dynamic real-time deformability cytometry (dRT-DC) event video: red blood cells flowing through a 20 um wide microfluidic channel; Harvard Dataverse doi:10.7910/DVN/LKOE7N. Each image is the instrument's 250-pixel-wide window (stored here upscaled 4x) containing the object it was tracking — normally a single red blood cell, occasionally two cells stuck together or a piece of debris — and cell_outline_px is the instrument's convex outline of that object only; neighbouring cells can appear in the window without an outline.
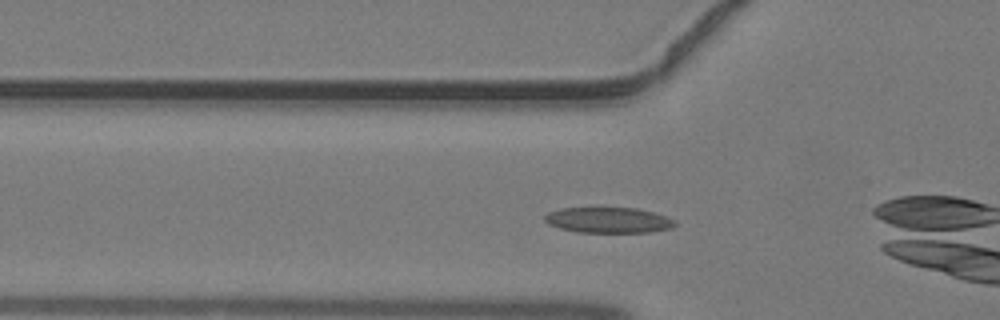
{"species": "common noctule bat (a hibernating species)", "species_latin": "Nyctalus noctula", "temperature_condition": "warm", "stored_images_in_passage": 24, "camera_frame_rate_fps": 3000, "um_per_image_px": 0.085, "animal": {"sex": "male", "body_mass_g": 19.2, "forearm_length_mm": 51.8}, "frame": {"image": 1, "passage_image": 2, "time_ms": 0.333, "image_size_px": [1000, 320], "cell_outline_px": [[676, 224], [672, 228], [652, 232], [580, 232], [560, 228], [548, 224], [544, 220], [544, 216], [548, 212], [560, 208], [636, 208], [652, 212], [676, 220]], "centroid_in_image_um": [51.71, 18.71], "position_along_channel_um": 74.1, "area_um2": 19.36}}
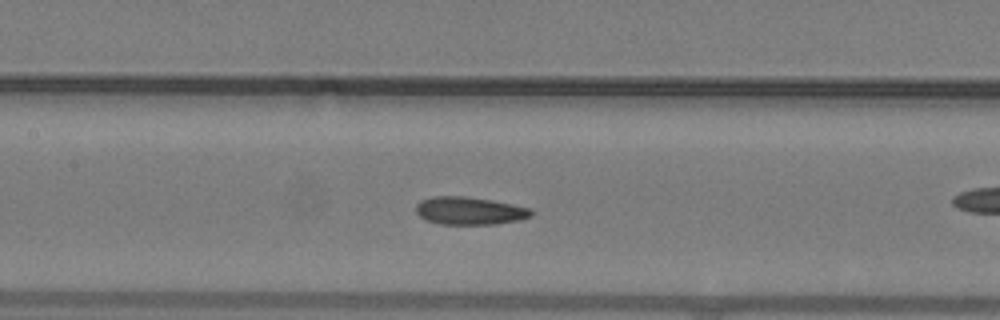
{"frame": {"image": 2, "passage_image": 8, "time_ms": 2.333, "image_size_px": [1000, 320], "cell_outline_px": [[532, 216], [520, 220], [496, 224], [440, 224], [428, 220], [420, 216], [416, 212], [416, 204], [420, 200], [432, 196], [468, 196], [512, 204], [532, 208]], "centroid_in_image_um": [39.92, 17.91], "position_along_channel_um": 167.5, "area_um2": 18.73}}
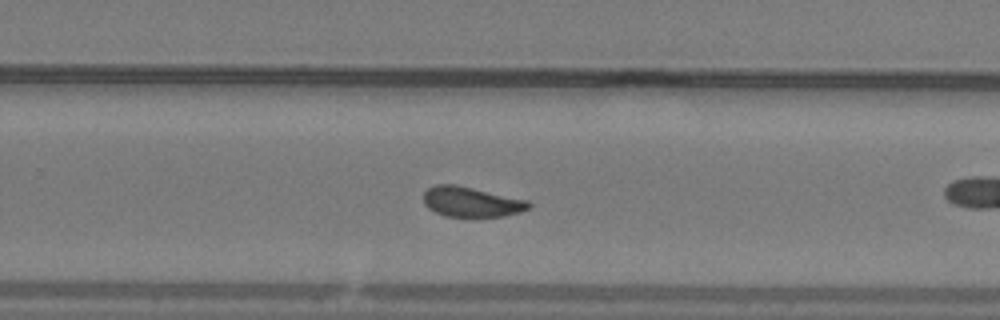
{"frame": {"image": 3, "passage_image": 16, "time_ms": 5.0, "image_size_px": [1000, 320], "cell_outline_px": [[532, 208], [520, 212], [504, 216], [444, 216], [428, 208], [424, 204], [424, 192], [428, 188], [436, 184], [456, 184], [528, 200], [532, 204]], "centroid_in_image_um": [40.08, 17.15], "position_along_channel_um": 289.7, "area_um2": 18.5}}